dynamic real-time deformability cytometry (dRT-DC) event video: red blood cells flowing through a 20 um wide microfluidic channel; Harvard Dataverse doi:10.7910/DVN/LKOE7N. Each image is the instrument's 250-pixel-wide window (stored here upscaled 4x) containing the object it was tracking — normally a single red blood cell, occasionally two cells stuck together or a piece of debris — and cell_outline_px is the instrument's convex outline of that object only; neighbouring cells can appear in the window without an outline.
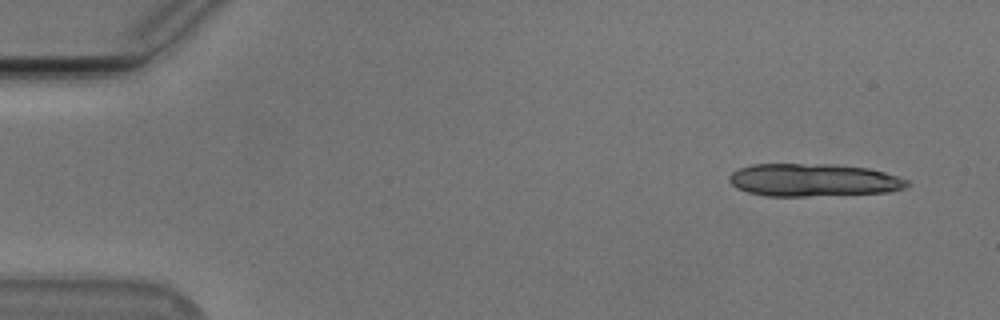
{"species": "Egyptian fruit bat (a non-hibernating species)", "species_latin": "Rousettus aegyptiacus", "temperature_condition": "cold", "stored_images_in_passage": 12, "camera_frame_rate_fps": 3000, "um_per_image_px": 0.085, "animal": {"sex": "male"}, "frame": {"image": 1, "passage_image": 1, "time_ms": 0.0, "image_size_px": [1000, 320], "cell_outline_px": [[912, 184], [904, 188], [888, 192], [808, 196], [764, 196], [748, 192], [736, 188], [728, 180], [728, 176], [732, 172], [740, 168], [752, 164], [836, 164], [868, 168], [884, 172], [908, 180]], "centroid_in_image_um": [69.13, 15.3], "position_along_channel_um": 15.9, "area_um2": 34.1}}